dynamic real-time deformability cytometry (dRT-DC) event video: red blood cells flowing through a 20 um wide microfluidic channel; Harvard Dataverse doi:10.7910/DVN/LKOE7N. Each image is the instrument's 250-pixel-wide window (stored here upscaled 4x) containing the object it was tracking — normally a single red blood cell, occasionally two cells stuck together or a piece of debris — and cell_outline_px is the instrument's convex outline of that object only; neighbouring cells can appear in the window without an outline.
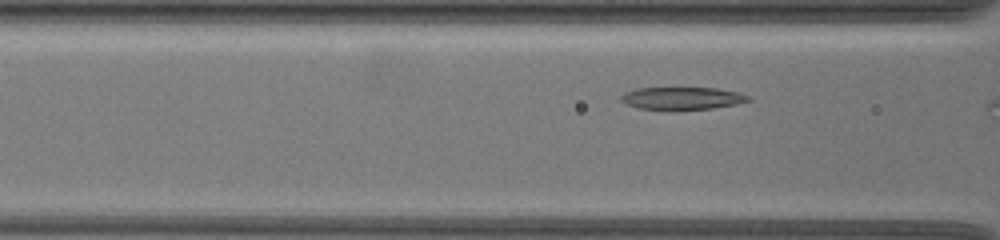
{"species": "common noctule bat (a hibernating species)", "species_latin": "Nyctalus noctula", "temperature_condition": "warm", "stored_images_in_passage": 8, "camera_frame_rate_fps": 3000, "um_per_image_px": 0.085, "animal": {"sex": "female", "body_mass_g": 19.5, "forearm_length_mm": 54.1}, "frame": {"image": 1, "passage_image": 6, "time_ms": 1.667, "image_size_px": [1000, 240], "cell_outline_px": [[752, 100], [736, 104], [712, 108], [640, 108], [628, 104], [620, 100], [620, 96], [624, 92], [636, 88], [716, 88], [740, 92], [748, 96]], "centroid_in_image_um": [58.01, 8.32], "position_along_channel_um": 108.6, "area_um2": 16.18}}